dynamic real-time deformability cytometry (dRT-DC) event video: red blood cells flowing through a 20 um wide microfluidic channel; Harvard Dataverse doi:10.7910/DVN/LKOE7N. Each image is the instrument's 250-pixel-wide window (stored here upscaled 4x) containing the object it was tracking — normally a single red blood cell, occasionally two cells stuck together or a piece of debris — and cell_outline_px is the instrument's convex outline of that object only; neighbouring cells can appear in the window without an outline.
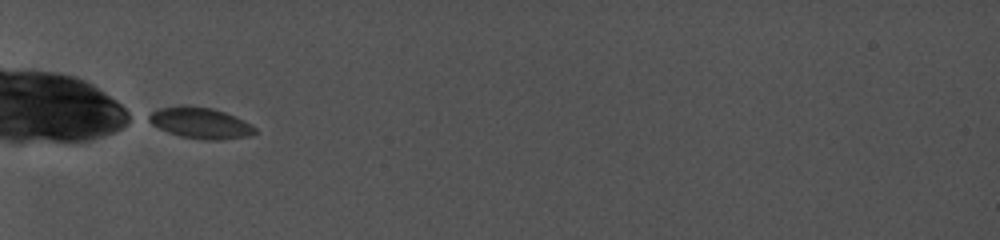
{"species": "common noctule bat (a hibernating species)", "species_latin": "Nyctalus noctula", "temperature_condition": "cold", "stored_images_in_passage": 45, "camera_frame_rate_fps": 5000, "um_per_image_px": 0.085, "animal": {"sex": "female", "body_mass_g": 19.0, "forearm_length_mm": 56.7}, "frame": {"image": 1, "passage_image": 1, "time_ms": 0.0, "image_size_px": [1000, 240], "cell_outline_px": [[256, 132], [252, 136], [220, 140], [204, 140], [180, 136], [168, 132], [144, 120], [144, 116], [156, 108], [180, 104], [188, 104], [212, 108], [236, 116], [252, 124], [256, 128]], "centroid_in_image_um": [16.97, 10.43], "position_along_channel_um": 68.0, "area_um2": 19.94}}
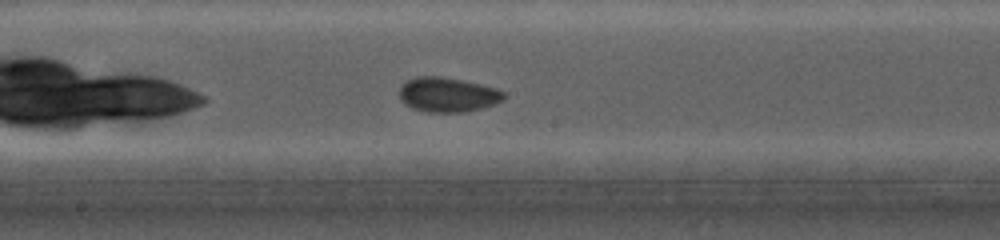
{"frame": {"image": 2, "passage_image": 30, "time_ms": 4.4, "image_size_px": [1000, 240], "cell_outline_px": [[504, 100], [496, 104], [464, 112], [428, 112], [412, 108], [404, 104], [400, 100], [400, 88], [408, 80], [420, 76], [436, 76], [460, 80], [480, 84], [496, 88], [504, 92]], "centroid_in_image_um": [38.06, 8.06], "position_along_channel_um": 210.1, "area_um2": 20.87}}
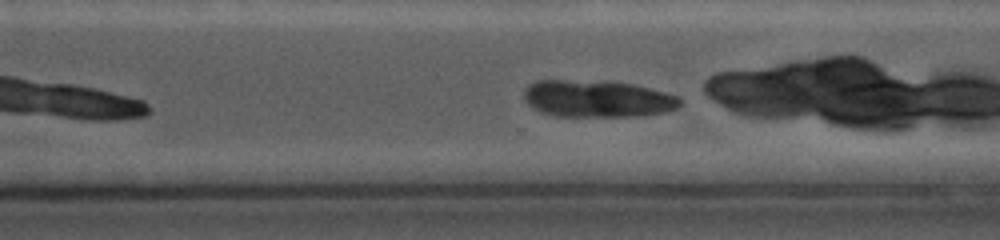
{"frame": {"image": 3, "passage_image": 41, "time_ms": 5.8, "image_size_px": [1000, 240], "cell_outline_px": [[684, 100], [676, 108], [664, 112], [644, 116], [552, 116], [540, 112], [532, 108], [524, 100], [524, 88], [528, 84], [536, 80], [564, 80], [632, 84], [680, 96]], "centroid_in_image_um": [50.74, 8.41], "position_along_channel_um": 319.9, "area_um2": 33.64}}